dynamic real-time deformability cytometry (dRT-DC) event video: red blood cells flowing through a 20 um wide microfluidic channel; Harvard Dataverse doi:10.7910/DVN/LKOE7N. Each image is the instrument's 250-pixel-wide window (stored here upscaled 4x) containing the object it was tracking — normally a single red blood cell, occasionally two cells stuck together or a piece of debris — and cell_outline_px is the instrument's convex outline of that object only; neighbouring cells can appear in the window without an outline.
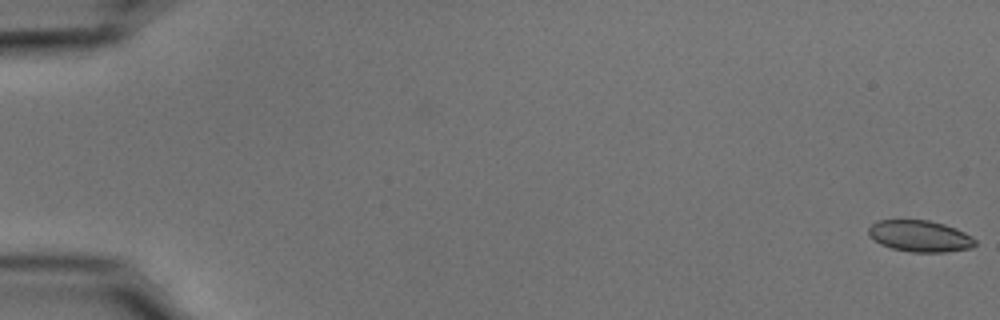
{"species": "common noctule bat (a hibernating species)", "species_latin": "Nyctalus noctula", "temperature_condition": "cold", "stored_images_in_passage": 56, "camera_frame_rate_fps": 3000, "um_per_image_px": 0.085, "animal": {"sex": "male", "body_mass_g": 15.6}, "frame": {"image": 1, "passage_image": 1, "time_ms": 0.0, "image_size_px": [1000, 320], "cell_outline_px": [[976, 244], [972, 248], [944, 252], [912, 252], [892, 248], [880, 244], [868, 236], [868, 228], [876, 220], [928, 220], [944, 224], [956, 228], [972, 236], [976, 240]], "centroid_in_image_um": [78.19, 20.06], "position_along_channel_um": 6.8, "area_um2": 19.65}}
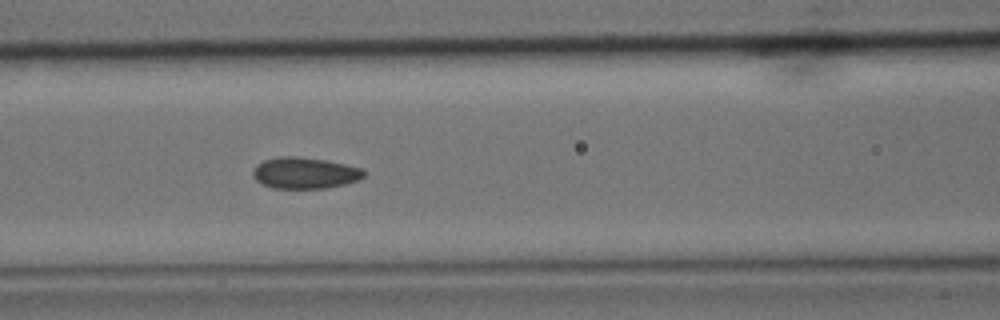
{"frame": {"image": 2, "passage_image": 25, "time_ms": 8.0, "image_size_px": [1000, 320], "cell_outline_px": [[364, 176], [360, 180], [344, 184], [324, 188], [272, 188], [256, 180], [252, 176], [252, 172], [256, 164], [264, 160], [280, 156], [296, 156], [324, 160], [364, 168]], "centroid_in_image_um": [25.9, 14.7], "position_along_channel_um": 140.7, "area_um2": 20.23}}
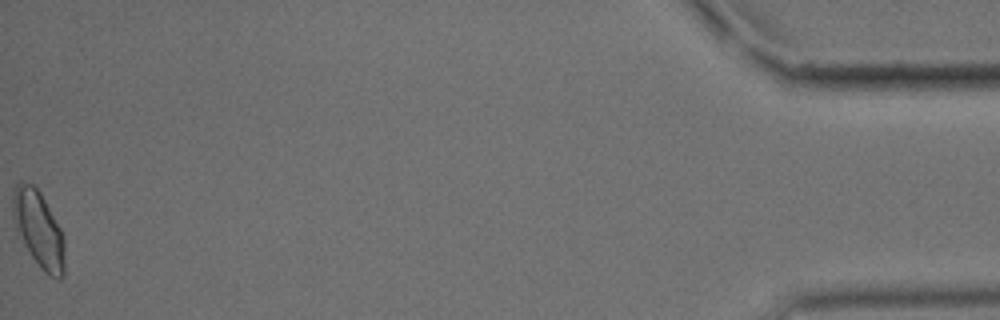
{"frame": {"image": 3, "passage_image": 56, "time_ms": 18.333, "image_size_px": [1000, 320], "cell_outline_px": [[64, 276], [60, 280], [56, 280], [48, 276], [40, 268], [32, 256], [20, 232], [12, 208], [12, 196], [16, 184], [20, 180], [24, 180], [32, 184], [40, 192], [60, 228], [64, 236]], "centroid_in_image_um": [3.33, 19.49], "position_along_channel_um": 431.9, "area_um2": 22.54}, "authors_computed_cell_mechanics": {"area_um2": 20.0566, "velocity_mm_per_s": 3.6895, "shape_relaxation_time_tau1_ms": 6.9988, "shape_relaxation_time_tau2_ms": 1.5871, "deformation_change_tau1": 0.1149, "deformation_change_tau2": 0.0604}}